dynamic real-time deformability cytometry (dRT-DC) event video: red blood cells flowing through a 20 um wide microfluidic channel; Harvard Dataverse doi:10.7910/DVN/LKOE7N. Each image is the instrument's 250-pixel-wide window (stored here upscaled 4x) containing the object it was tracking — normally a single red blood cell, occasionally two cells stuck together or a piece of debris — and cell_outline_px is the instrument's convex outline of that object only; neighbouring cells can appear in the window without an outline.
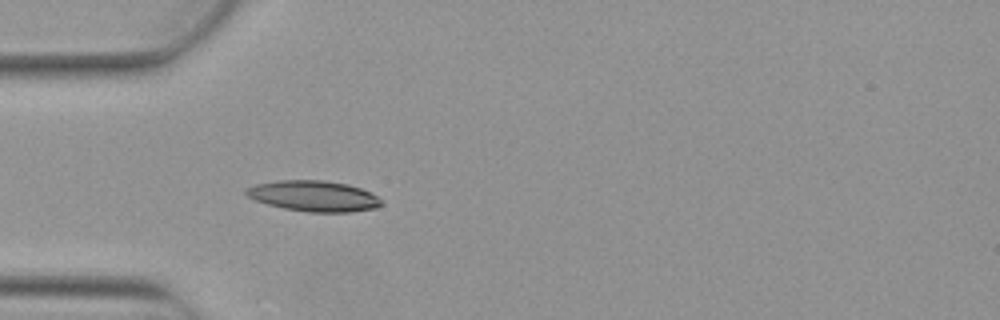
{"species": "Egyptian fruit bat (a non-hibernating species)", "species_latin": "Rousettus aegyptiacus", "temperature_condition": "warm", "stored_images_in_passage": 6, "camera_frame_rate_fps": 3000, "um_per_image_px": 0.085, "animal": {"sex": "female"}, "frame": {"image": 1, "passage_image": 6, "time_ms": 1.667, "image_size_px": [1000, 320], "cell_outline_px": [[384, 204], [376, 208], [348, 212], [308, 212], [284, 208], [268, 204], [256, 200], [248, 196], [244, 192], [244, 188], [256, 184], [280, 180], [320, 180], [348, 184], [372, 192], [384, 200]], "centroid_in_image_um": [26.71, 16.66], "position_along_channel_um": 58.3, "area_um2": 24.33}}